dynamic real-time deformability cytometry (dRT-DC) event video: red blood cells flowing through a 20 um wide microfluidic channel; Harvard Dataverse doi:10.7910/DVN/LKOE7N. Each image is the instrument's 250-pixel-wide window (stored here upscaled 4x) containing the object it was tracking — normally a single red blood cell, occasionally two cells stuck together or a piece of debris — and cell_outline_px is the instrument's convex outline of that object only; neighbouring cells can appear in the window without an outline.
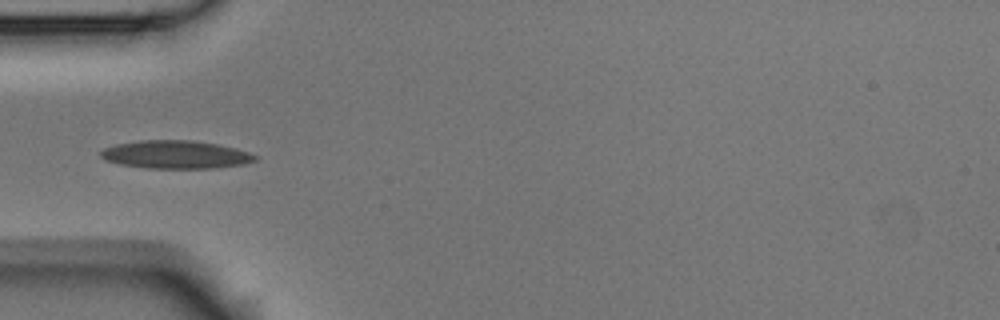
{"species": "Egyptian fruit bat (a non-hibernating species)", "species_latin": "Rousettus aegyptiacus", "temperature_condition": "room temperature", "stored_images_in_passage": 3, "camera_frame_rate_fps": 3000, "um_per_image_px": 0.085, "animal": {"sex": "male"}, "frame": {"image": 1, "passage_image": 1, "time_ms": 0.0, "image_size_px": [1000, 320], "cell_outline_px": [[256, 160], [244, 164], [212, 168], [144, 168], [120, 164], [104, 160], [100, 156], [100, 152], [104, 148], [116, 144], [140, 140], [192, 140], [216, 144], [236, 148], [248, 152], [256, 156]], "centroid_in_image_um": [14.89, 13.14], "position_along_channel_um": 70.1, "area_um2": 25.2}}
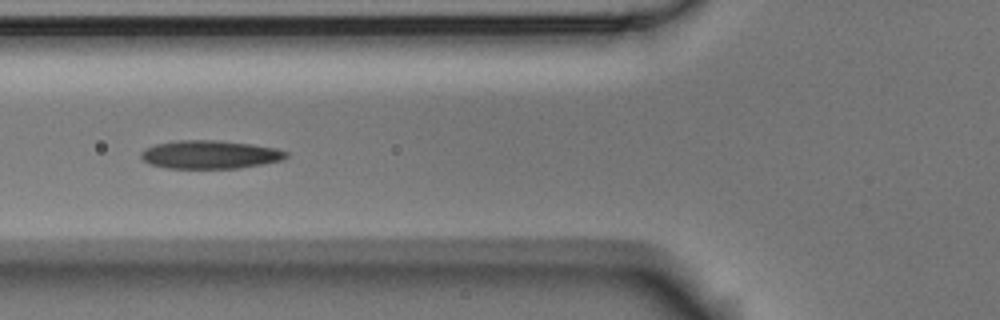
{"frame": {"image": 2, "passage_image": 2, "time_ms": 0.333, "image_size_px": [1000, 320], "cell_outline_px": [[288, 156], [284, 160], [240, 168], [168, 168], [148, 164], [140, 156], [140, 152], [144, 148], [156, 144], [176, 140], [220, 140], [252, 144], [276, 148], [288, 152]], "centroid_in_image_um": [17.85, 13.13], "position_along_channel_um": 108.0, "area_um2": 24.16}}
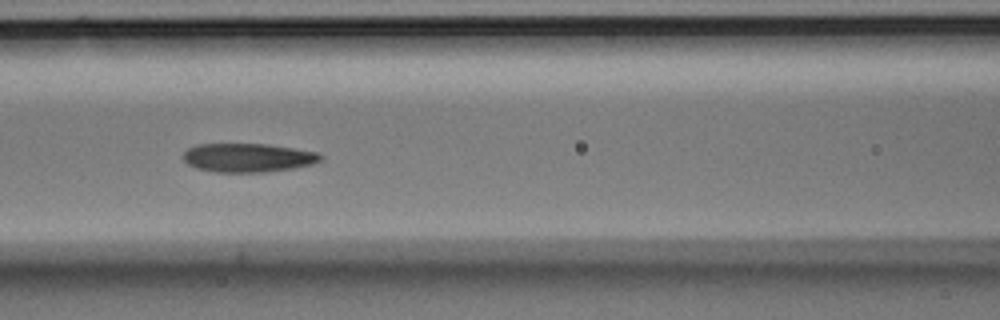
{"frame": {"image": 3, "passage_image": 3, "time_ms": 0.667, "image_size_px": [1000, 320], "cell_outline_px": [[324, 156], [320, 160], [312, 164], [292, 168], [264, 172], [216, 172], [196, 168], [188, 164], [184, 160], [184, 152], [188, 148], [196, 144], [268, 144], [316, 152]], "centroid_in_image_um": [21.05, 13.4], "position_along_channel_um": 145.5, "area_um2": 22.89}}